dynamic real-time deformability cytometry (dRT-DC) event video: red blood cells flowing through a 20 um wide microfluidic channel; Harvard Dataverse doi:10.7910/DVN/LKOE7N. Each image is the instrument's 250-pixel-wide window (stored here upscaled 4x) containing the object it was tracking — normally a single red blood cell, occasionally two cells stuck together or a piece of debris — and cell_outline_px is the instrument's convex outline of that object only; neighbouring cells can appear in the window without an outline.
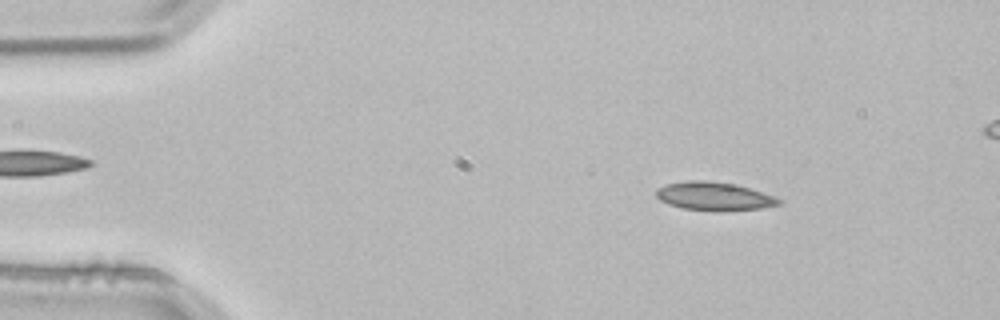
{"species": "common noctule bat (a hibernating species)", "species_latin": "Nyctalus noctula", "temperature_condition": "room temperature", "stored_images_in_passage": 3, "segment_of_instrument_passage": [2, 2], "camera_frame_rate_fps": 3000, "um_per_image_px": 0.085, "animal": {"sex": "male", "body_mass_g": 21.5, "forearm_length_mm": 52.0}, "frame": {"image": 1, "passage_image": 3, "time_ms": 0.667, "image_size_px": [1000, 320], "cell_outline_px": [[780, 204], [760, 208], [684, 208], [668, 204], [660, 200], [656, 196], [656, 188], [668, 184], [688, 180], [704, 180], [732, 184], [748, 188], [772, 196], [780, 200]], "centroid_in_image_um": [60.6, 16.63], "position_along_channel_um": 24.4, "area_um2": 18.9}}